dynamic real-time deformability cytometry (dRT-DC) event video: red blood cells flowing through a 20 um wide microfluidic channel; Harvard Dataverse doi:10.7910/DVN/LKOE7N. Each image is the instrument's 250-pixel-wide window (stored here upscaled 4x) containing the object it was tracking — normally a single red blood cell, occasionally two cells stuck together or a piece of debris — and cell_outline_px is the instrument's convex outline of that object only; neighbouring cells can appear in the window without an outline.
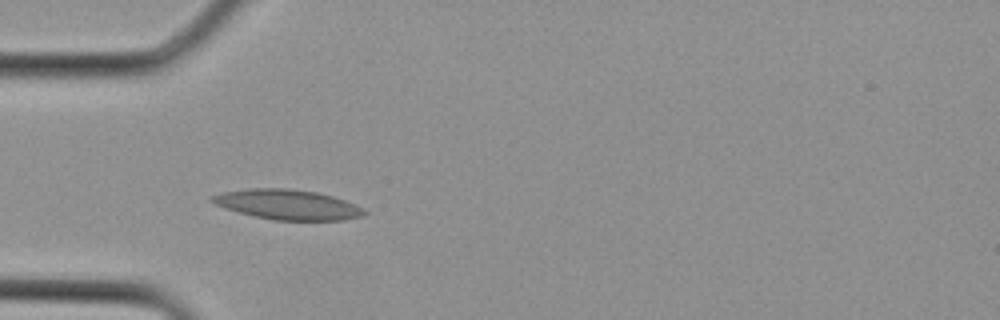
{"species": "Egyptian fruit bat (a non-hibernating species)", "species_latin": "Rousettus aegyptiacus", "temperature_condition": "cold", "stored_images_in_passage": 3, "camera_frame_rate_fps": 3000, "um_per_image_px": 0.085, "animal": {"sex": "female"}, "frame": {"image": 1, "passage_image": 3, "time_ms": 0.667, "image_size_px": [1000, 320], "cell_outline_px": [[368, 212], [360, 216], [344, 220], [276, 220], [252, 216], [224, 208], [208, 200], [208, 196], [224, 192], [252, 188], [288, 188], [316, 192], [332, 196], [356, 204], [364, 208]], "centroid_in_image_um": [24.42, 17.39], "position_along_channel_um": 60.6, "area_um2": 26.65}}